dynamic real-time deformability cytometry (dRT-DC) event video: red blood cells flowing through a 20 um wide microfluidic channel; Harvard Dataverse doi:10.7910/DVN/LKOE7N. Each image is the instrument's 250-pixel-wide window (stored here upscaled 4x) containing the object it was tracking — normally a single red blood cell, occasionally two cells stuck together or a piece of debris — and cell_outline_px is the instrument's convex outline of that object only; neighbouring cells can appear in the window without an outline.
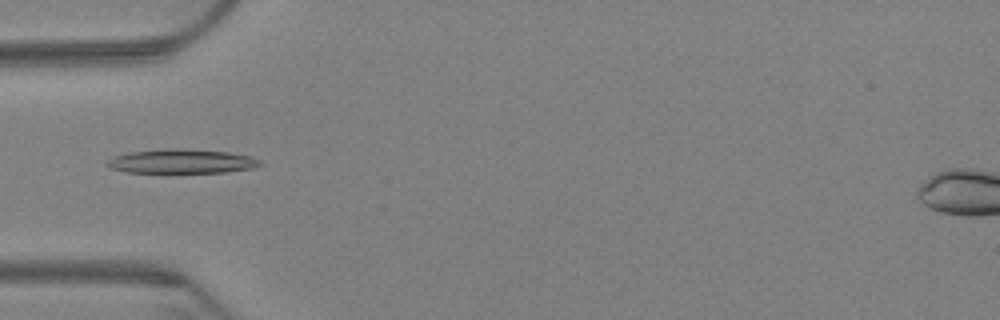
{"species": "Egyptian fruit bat (a non-hibernating species)", "species_latin": "Rousettus aegyptiacus", "temperature_condition": "warm", "stored_images_in_passage": 7, "camera_frame_rate_fps": 3000, "um_per_image_px": 0.085, "animal": {"sex": "female"}, "frame": {"image": 1, "passage_image": 6, "time_ms": 1.667, "image_size_px": [1000, 320], "cell_outline_px": [[260, 164], [252, 168], [224, 172], [128, 172], [108, 168], [104, 164], [108, 160], [116, 156], [128, 152], [164, 148], [180, 148], [228, 152], [252, 156], [260, 160]], "centroid_in_image_um": [15.4, 13.7], "position_along_channel_um": 69.6, "area_um2": 21.5}}
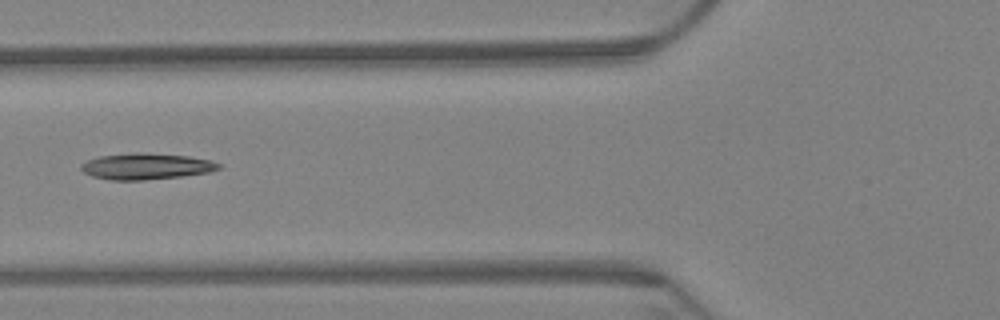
{"frame": {"image": 2, "passage_image": 7, "time_ms": 2.0, "image_size_px": [1000, 320], "cell_outline_px": [[220, 168], [208, 172], [180, 176], [144, 180], [108, 180], [92, 176], [84, 172], [80, 168], [80, 164], [88, 160], [100, 156], [188, 156], [212, 160], [220, 164]], "centroid_in_image_um": [12.42, 14.2], "position_along_channel_um": 113.4, "area_um2": 19.59}}